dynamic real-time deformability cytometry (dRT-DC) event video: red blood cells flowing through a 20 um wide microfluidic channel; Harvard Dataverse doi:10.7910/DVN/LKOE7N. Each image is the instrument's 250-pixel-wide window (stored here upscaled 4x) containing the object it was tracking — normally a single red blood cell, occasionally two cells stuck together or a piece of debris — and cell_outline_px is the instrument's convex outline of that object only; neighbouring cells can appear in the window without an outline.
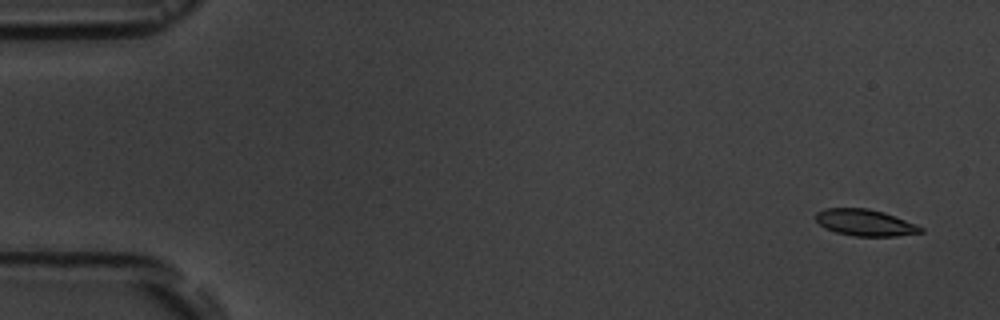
{"species": "common noctule bat (a hibernating species)", "species_latin": "Nyctalus noctula", "temperature_condition": "room temperature", "stored_images_in_passage": 5, "camera_frame_rate_fps": 3000, "um_per_image_px": 0.085, "animal": {"sex": "male", "body_mass_g": 19.5, "forearm_length_mm": 54.6}, "frame": {"image": 1, "passage_image": 1, "time_ms": 0.0, "image_size_px": [1000, 320], "cell_outline_px": [[924, 232], [896, 236], [856, 236], [836, 232], [824, 228], [816, 220], [816, 212], [824, 208], [868, 208], [884, 212], [916, 224], [924, 228]], "centroid_in_image_um": [73.54, 18.92], "position_along_channel_um": 11.5, "area_um2": 16.24}}
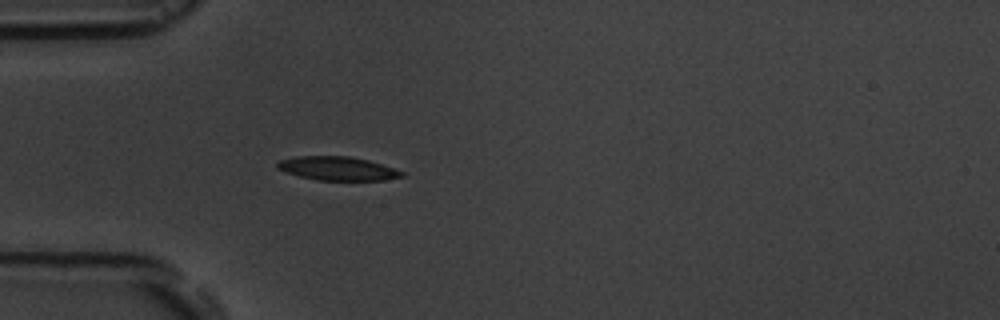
{"frame": {"image": 2, "passage_image": 5, "time_ms": 4.667, "image_size_px": [1000, 320], "cell_outline_px": [[404, 176], [384, 180], [320, 180], [300, 176], [284, 172], [276, 168], [276, 164], [280, 160], [296, 156], [348, 156], [368, 160], [404, 172]], "centroid_in_image_um": [28.65, 14.32], "position_along_channel_um": 56.3, "area_um2": 17.05}}